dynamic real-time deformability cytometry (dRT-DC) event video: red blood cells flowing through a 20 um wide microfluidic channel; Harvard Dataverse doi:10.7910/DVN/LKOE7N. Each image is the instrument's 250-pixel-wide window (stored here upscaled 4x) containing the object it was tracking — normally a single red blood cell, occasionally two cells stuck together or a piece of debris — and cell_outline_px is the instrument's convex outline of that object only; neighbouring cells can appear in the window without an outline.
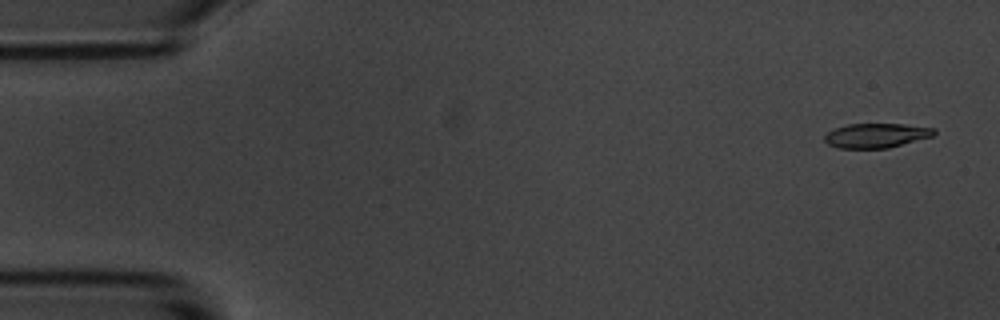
{"species": "common noctule bat (a hibernating species)", "species_latin": "Nyctalus noctula", "temperature_condition": "room temperature", "stored_images_in_passage": 5, "camera_frame_rate_fps": 3000, "um_per_image_px": 0.085, "animal": {"sex": "male", "body_mass_g": 20.1, "forearm_length_mm": 53.5}, "frame": {"image": 1, "passage_image": 1, "time_ms": 0.0, "image_size_px": [1000, 320], "cell_outline_px": [[936, 132], [932, 136], [888, 148], [840, 148], [828, 144], [824, 140], [824, 136], [828, 132], [836, 128], [848, 124], [904, 124], [936, 128]], "centroid_in_image_um": [74.49, 11.51], "position_along_channel_um": 10.5, "area_um2": 15.49}}
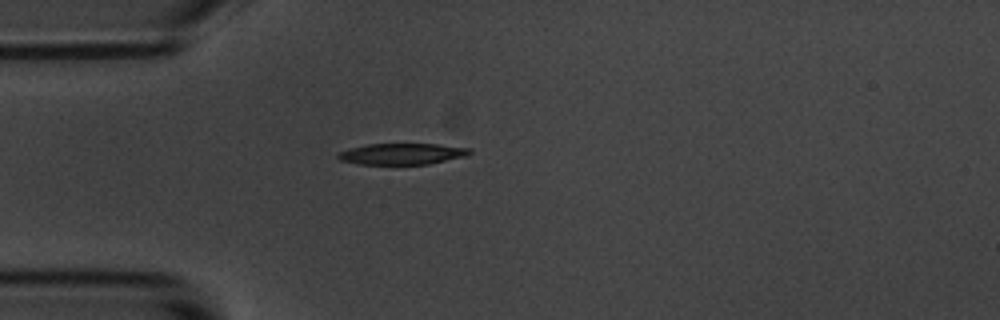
{"frame": {"image": 2, "passage_image": 5, "time_ms": 4.333, "image_size_px": [1000, 320], "cell_outline_px": [[472, 152], [464, 156], [428, 164], [356, 164], [340, 160], [336, 156], [340, 152], [348, 148], [368, 144], [436, 144], [472, 148]], "centroid_in_image_um": [34.15, 13.08], "position_along_channel_um": 50.9, "area_um2": 16.18}}